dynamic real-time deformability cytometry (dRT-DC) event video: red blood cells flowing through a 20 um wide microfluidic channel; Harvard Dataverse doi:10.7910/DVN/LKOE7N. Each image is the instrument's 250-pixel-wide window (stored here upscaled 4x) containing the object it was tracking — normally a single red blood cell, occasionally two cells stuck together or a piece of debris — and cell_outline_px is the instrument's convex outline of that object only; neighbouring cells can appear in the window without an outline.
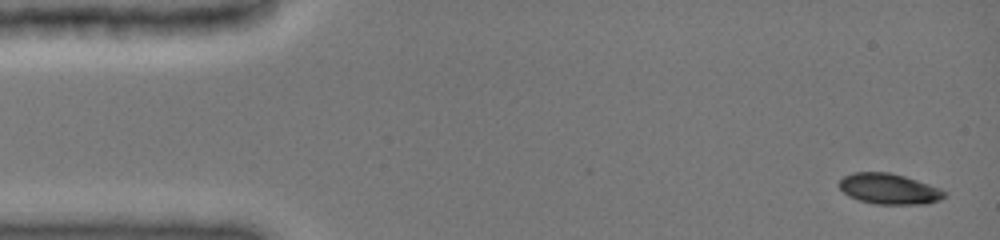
{"species": "common noctule bat (a hibernating species)", "species_latin": "Nyctalus noctula", "temperature_condition": "cold", "stored_images_in_passage": 6, "camera_frame_rate_fps": 3000, "um_per_image_px": 0.085, "animal": {"sex": "female", "body_mass_g": 19.0, "forearm_length_mm": 51.5}, "frame": {"image": 1, "passage_image": 1, "time_ms": 0.0, "image_size_px": [1000, 240], "cell_outline_px": [[944, 196], [940, 200], [924, 204], [876, 204], [860, 200], [848, 196], [836, 184], [844, 176], [852, 172], [888, 172], [904, 176], [940, 188], [944, 192]], "centroid_in_image_um": [75.52, 16.05], "position_along_channel_um": 9.5, "area_um2": 18.67}}
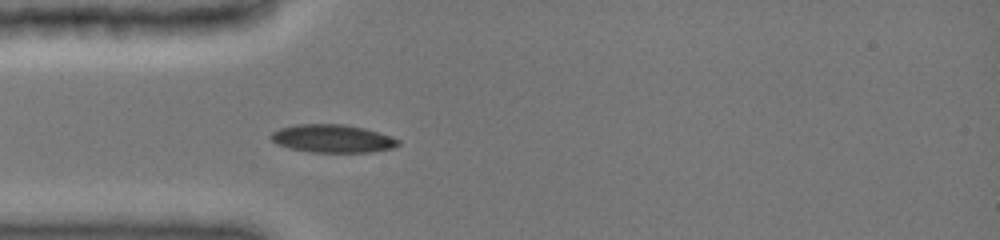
{"frame": {"image": 2, "passage_image": 6, "time_ms": 4.0, "image_size_px": [1000, 240], "cell_outline_px": [[400, 144], [392, 148], [372, 152], [308, 152], [276, 144], [268, 136], [272, 132], [280, 128], [296, 124], [344, 124], [364, 128], [400, 140]], "centroid_in_image_um": [28.22, 11.78], "position_along_channel_um": 56.8, "area_um2": 20.69}}